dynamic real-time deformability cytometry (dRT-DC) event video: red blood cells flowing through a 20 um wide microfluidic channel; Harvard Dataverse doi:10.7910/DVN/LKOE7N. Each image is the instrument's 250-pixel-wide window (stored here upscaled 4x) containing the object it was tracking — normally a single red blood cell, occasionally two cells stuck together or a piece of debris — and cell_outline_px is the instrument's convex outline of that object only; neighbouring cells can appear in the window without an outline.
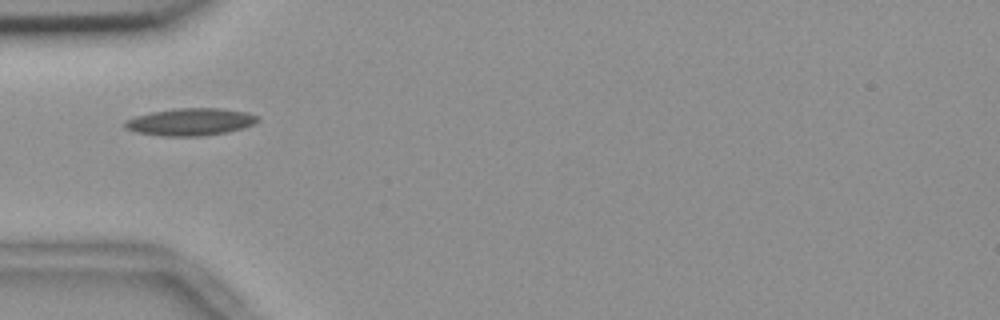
{"species": "common noctule bat (a hibernating species)", "species_latin": "Nyctalus noctula", "temperature_condition": "room temperature", "stored_images_in_passage": 35, "camera_frame_rate_fps": 3000, "um_per_image_px": 0.085, "animal": {"sex": "female", "body_mass_g": 18.4}, "frame": {"image": 1, "passage_image": 1, "time_ms": 0.0, "image_size_px": [1000, 320], "cell_outline_px": [[260, 120], [252, 124], [240, 128], [224, 132], [204, 136], [160, 136], [136, 132], [124, 128], [124, 120], [136, 116], [152, 112], [172, 108], [224, 108], [244, 112], [256, 116]], "centroid_in_image_um": [16.12, 10.35], "position_along_channel_um": 68.9, "area_um2": 21.04}}
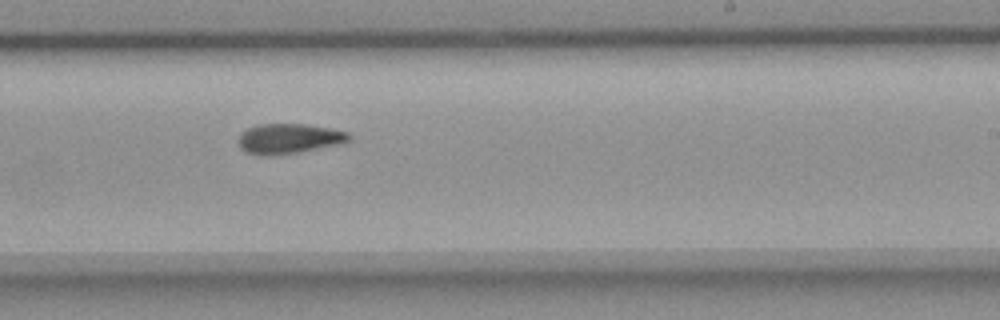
{"frame": {"image": 2, "passage_image": 17, "time_ms": 5.333, "image_size_px": [1000, 320], "cell_outline_px": [[352, 140], [340, 144], [300, 152], [272, 156], [260, 156], [248, 152], [240, 148], [240, 132], [256, 124], [304, 124], [328, 128], [348, 132], [352, 136]], "centroid_in_image_um": [24.57, 11.79], "position_along_channel_um": 264.4, "area_um2": 19.48}}
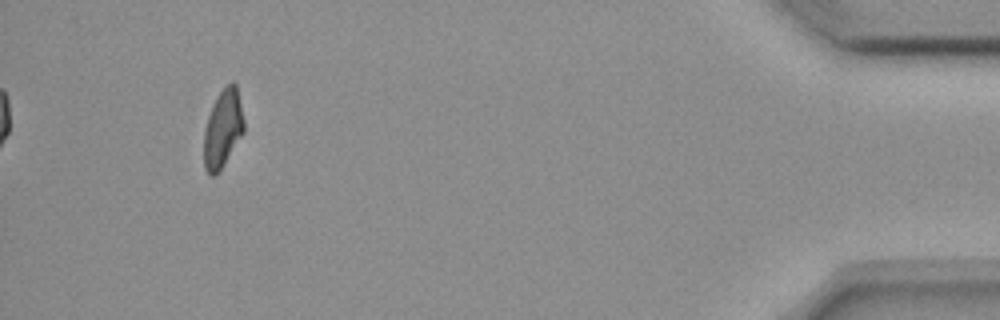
{"frame": {"image": 3, "passage_image": 35, "time_ms": 11.333, "image_size_px": [1000, 320], "cell_outline_px": [[244, 132], [220, 168], [212, 176], [208, 176], [204, 168], [204, 132], [208, 116], [212, 104], [216, 96], [232, 80], [236, 84], [244, 120]], "centroid_in_image_um": [18.93, 10.9], "position_along_channel_um": 416.3, "area_um2": 17.92}, "authors_computed_cell_mechanics": {"area_um2": 19.0162, "velocity_mm_per_s": 3.6799, "shape_relaxation_time_tau1_ms": null, "shape_relaxation_time_tau2_ms": 3.3072, "deformation_change_tau1": null, "deformation_change_tau2": 0.0966}}